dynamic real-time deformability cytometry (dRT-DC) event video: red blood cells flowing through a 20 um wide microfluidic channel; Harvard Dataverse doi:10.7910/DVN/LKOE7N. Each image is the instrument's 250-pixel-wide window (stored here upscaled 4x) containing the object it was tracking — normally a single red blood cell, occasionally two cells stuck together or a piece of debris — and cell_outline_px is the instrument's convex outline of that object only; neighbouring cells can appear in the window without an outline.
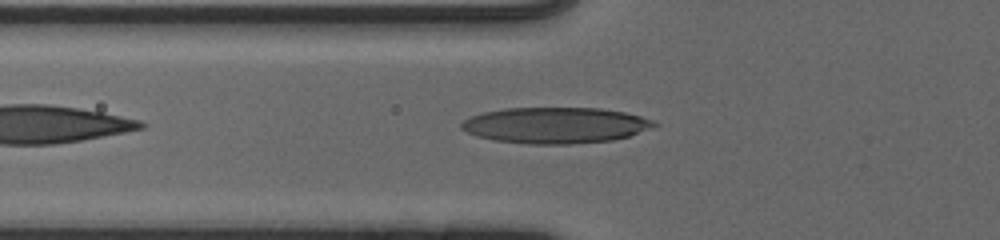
{"species": "human", "species_latin": "Homo sapiens", "temperature_condition": "cold", "stored_images_in_passage": 34, "camera_frame_rate_fps": 3000, "um_per_image_px": 0.085, "donor": {"sex": "male"}, "frame": {"image": 1, "passage_image": 4, "time_ms": 1.0, "image_size_px": [1000, 240], "cell_outline_px": [[660, 124], [652, 128], [628, 136], [612, 140], [572, 144], [528, 144], [496, 140], [476, 136], [460, 128], [460, 124], [464, 120], [472, 116], [484, 112], [504, 108], [600, 108], [624, 112], [640, 116], [652, 120]], "centroid_in_image_um": [47.22, 10.65], "position_along_channel_um": 78.6, "area_um2": 40.4}}
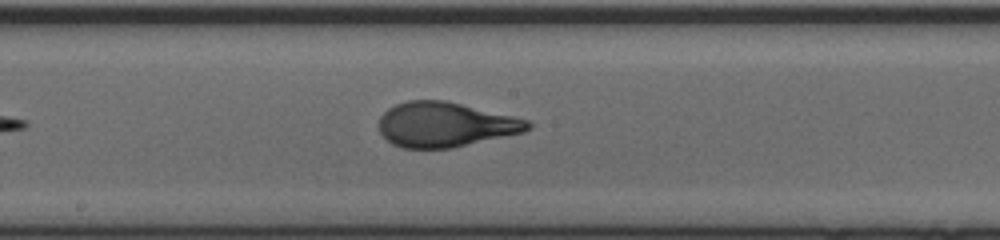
{"frame": {"image": 2, "passage_image": 14, "time_ms": 4.333, "image_size_px": [1000, 240], "cell_outline_px": [[532, 128], [524, 132], [452, 148], [400, 148], [392, 144], [380, 132], [380, 116], [388, 108], [396, 104], [408, 100], [444, 100], [512, 116], [528, 120], [532, 124]], "centroid_in_image_um": [37.84, 10.59], "position_along_channel_um": 210.4, "area_um2": 38.67}}
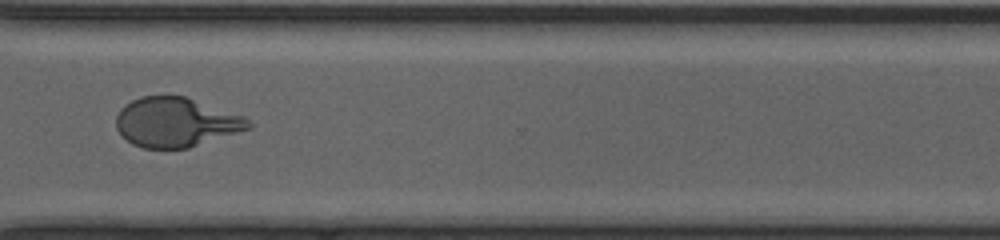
{"frame": {"image": 3, "passage_image": 25, "time_ms": 8.0, "image_size_px": [1000, 240], "cell_outline_px": [[252, 128], [188, 148], [144, 148], [132, 144], [120, 136], [116, 128], [116, 116], [120, 108], [132, 100], [140, 96], [184, 96], [244, 116], [252, 124]], "centroid_in_image_um": [14.92, 10.4], "position_along_channel_um": 355.7, "area_um2": 38.15}, "authors_computed_cell_mechanics": {"area_um2": 38.2636, "velocity_mm_per_s": 3.9533, "shape_relaxation_time_tau1_ms": 4.2322, "shape_relaxation_time_tau2_ms": null, "deformation_change_tau1": 0.2255, "deformation_change_tau2": null}}